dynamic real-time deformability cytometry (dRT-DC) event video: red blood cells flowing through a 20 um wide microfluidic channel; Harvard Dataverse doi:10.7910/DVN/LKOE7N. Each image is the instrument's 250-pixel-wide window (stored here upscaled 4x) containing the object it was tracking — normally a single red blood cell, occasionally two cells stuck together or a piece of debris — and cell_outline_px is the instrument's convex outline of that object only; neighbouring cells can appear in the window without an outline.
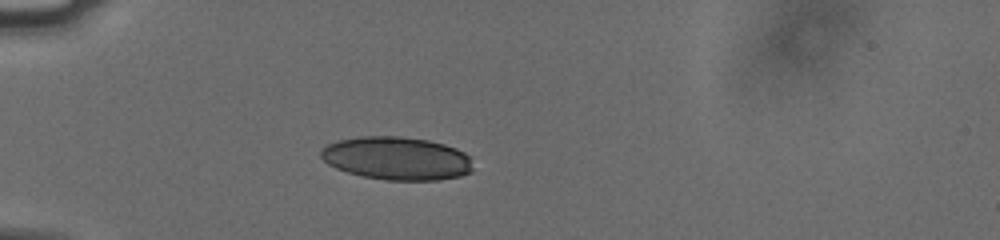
{"species": "human", "species_latin": "Homo sapiens", "temperature_condition": "cold", "stored_images_in_passage": 22, "camera_frame_rate_fps": 3000, "um_per_image_px": 0.085, "donor": {"sex": "male"}, "frame": {"image": 1, "passage_image": 1, "time_ms": 0.0, "image_size_px": [1000, 240], "cell_outline_px": [[472, 172], [460, 176], [440, 180], [384, 180], [360, 176], [336, 168], [328, 164], [320, 156], [320, 152], [328, 144], [340, 140], [360, 136], [400, 136], [428, 140], [444, 144], [456, 148], [464, 152], [468, 156], [472, 168]], "centroid_in_image_um": [33.73, 13.46], "position_along_channel_um": 51.3, "area_um2": 38.26}}
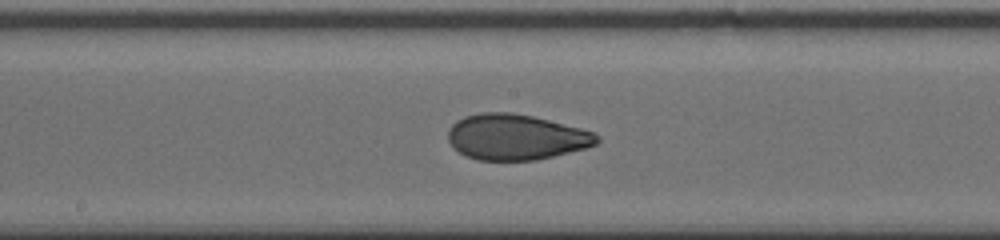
{"frame": {"image": 2, "passage_image": 13, "time_ms": 4.0, "image_size_px": [1000, 240], "cell_outline_px": [[600, 140], [596, 144], [588, 148], [536, 160], [476, 160], [464, 156], [452, 148], [448, 140], [448, 128], [456, 120], [464, 116], [480, 112], [508, 112], [532, 116], [596, 132], [600, 136]], "centroid_in_image_um": [43.84, 11.65], "position_along_channel_um": 204.4, "area_um2": 40.0}}
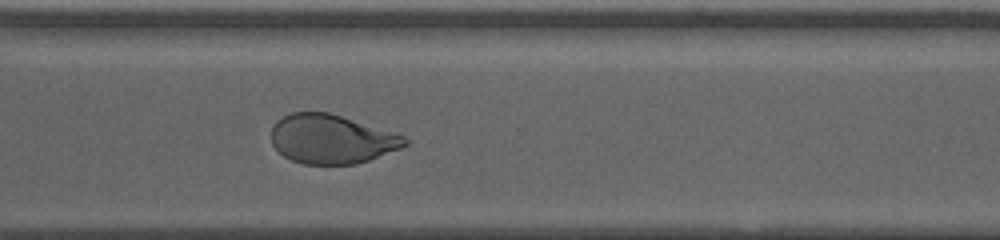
{"frame": {"image": 3, "passage_image": 22, "time_ms": 7.0, "image_size_px": [1000, 240], "cell_outline_px": [[408, 144], [400, 148], [368, 160], [356, 164], [304, 164], [292, 160], [284, 156], [272, 144], [272, 124], [276, 120], [292, 112], [328, 112], [404, 136], [408, 140]], "centroid_in_image_um": [28.14, 11.82], "position_along_channel_um": 342.5, "area_um2": 37.74}}